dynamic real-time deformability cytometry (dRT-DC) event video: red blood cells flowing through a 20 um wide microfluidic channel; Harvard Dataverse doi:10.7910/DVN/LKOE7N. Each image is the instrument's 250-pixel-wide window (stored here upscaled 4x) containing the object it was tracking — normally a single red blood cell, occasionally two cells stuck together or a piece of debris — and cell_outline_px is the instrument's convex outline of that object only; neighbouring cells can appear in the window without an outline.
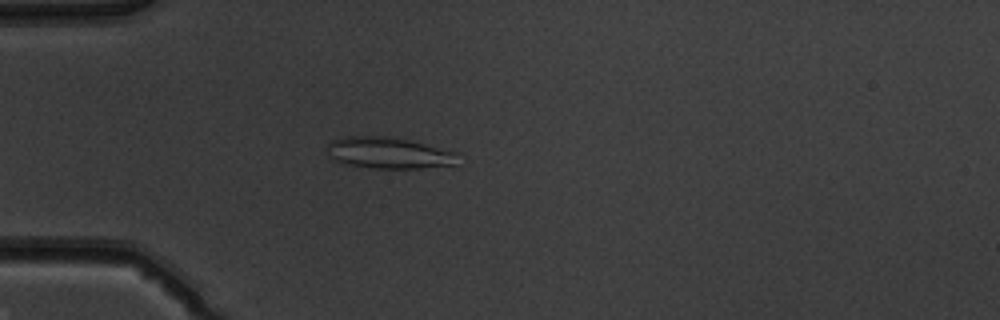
{"species": "common noctule bat (a hibernating species)", "species_latin": "Nyctalus noctula", "temperature_condition": "warm", "stored_images_in_passage": 49, "camera_frame_rate_fps": 3000, "um_per_image_px": 0.085, "animal": {"sex": "male", "body_mass_g": 19.5, "forearm_length_mm": 54.6}, "frame": {"image": 1, "passage_image": 13, "time_ms": 4.0, "image_size_px": [1000, 320], "cell_outline_px": [[456, 164], [420, 168], [372, 168], [344, 164], [328, 156], [324, 152], [328, 144], [332, 140], [348, 136], [380, 136], [408, 140], [456, 152]], "centroid_in_image_um": [32.94, 13.0], "position_along_channel_um": 52.1, "area_um2": 23.64}}
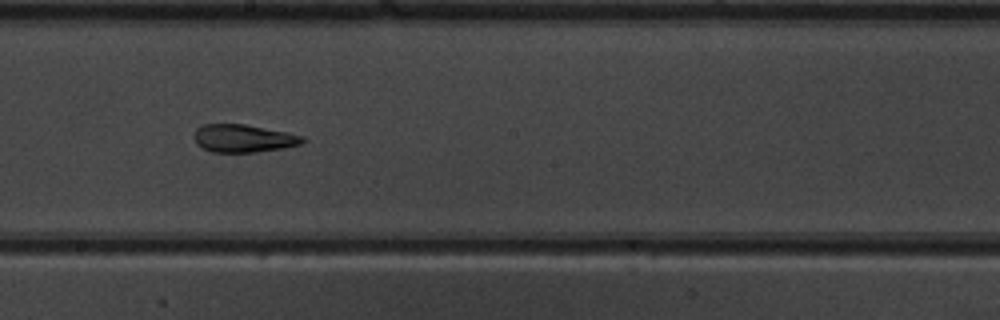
{"frame": {"image": 2, "passage_image": 27, "time_ms": 8.667, "image_size_px": [1000, 320], "cell_outline_px": [[308, 140], [300, 144], [280, 148], [256, 152], [212, 152], [196, 144], [192, 136], [196, 128], [204, 124], [244, 124], [288, 132], [304, 136]], "centroid_in_image_um": [20.67, 11.75], "position_along_channel_um": 227.5, "area_um2": 17.69}}
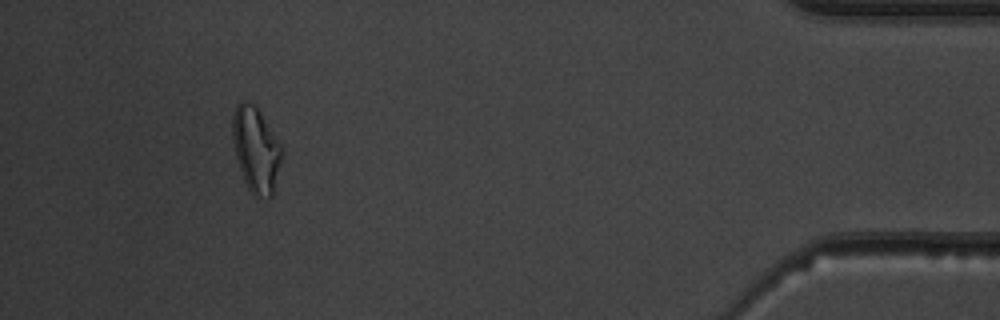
{"frame": {"image": 3, "passage_image": 45, "time_ms": 14.667, "image_size_px": [1000, 320], "cell_outline_px": [[280, 160], [272, 196], [268, 200], [252, 196], [244, 180], [236, 160], [232, 140], [232, 116], [236, 104], [240, 100], [248, 100], [256, 104], [280, 144]], "centroid_in_image_um": [21.7, 12.69], "position_along_channel_um": 413.5, "area_um2": 24.62}, "authors_computed_cell_mechanics": {"area_um2": 20.5768, "velocity_mm_per_s": 4.043, "shape_relaxation_time_tau1_ms": null, "shape_relaxation_time_tau2_ms": 2.2802, "deformation_change_tau1": null, "deformation_change_tau2": 0.1173}}